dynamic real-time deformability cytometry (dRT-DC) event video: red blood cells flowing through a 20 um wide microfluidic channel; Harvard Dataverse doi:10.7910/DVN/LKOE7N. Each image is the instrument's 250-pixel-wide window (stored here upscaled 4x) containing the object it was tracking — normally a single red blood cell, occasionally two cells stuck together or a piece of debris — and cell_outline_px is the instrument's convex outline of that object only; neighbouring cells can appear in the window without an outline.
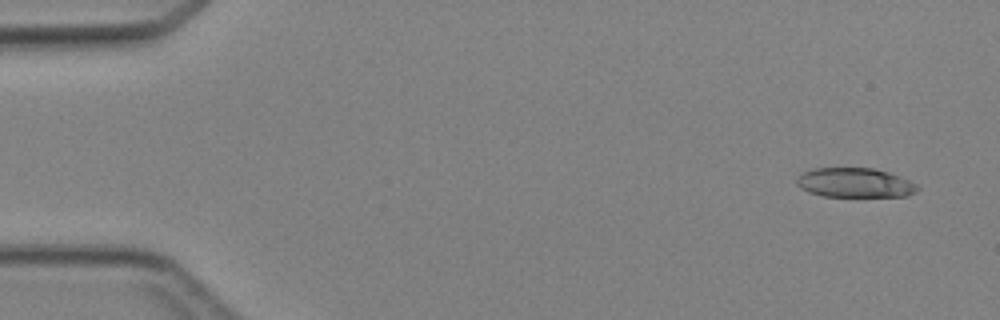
{"species": "Egyptian fruit bat (a non-hibernating species)", "species_latin": "Rousettus aegyptiacus", "temperature_condition": "cold", "stored_images_in_passage": 4, "camera_frame_rate_fps": 3000, "um_per_image_px": 0.085, "animal": {"sex": "female"}, "frame": {"image": 1, "passage_image": 1, "time_ms": 0.0, "image_size_px": [1000, 320], "cell_outline_px": [[920, 188], [916, 192], [908, 196], [824, 196], [808, 192], [800, 188], [796, 184], [796, 180], [804, 172], [812, 168], [872, 168], [888, 172], [908, 180], [916, 184]], "centroid_in_image_um": [72.66, 15.53], "position_along_channel_um": 12.3, "area_um2": 20.63}}
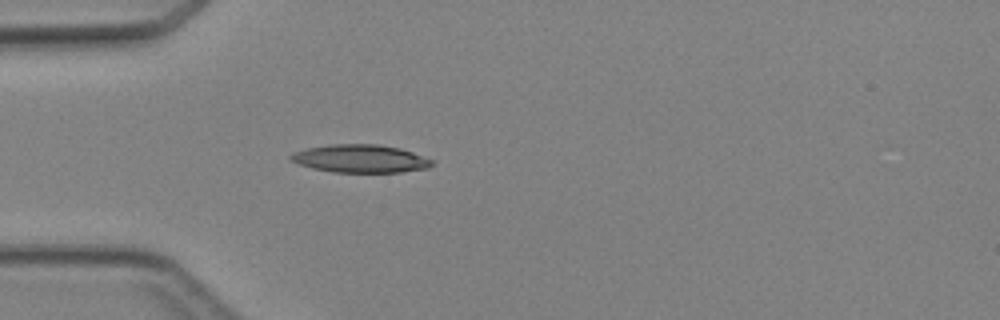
{"frame": {"image": 2, "passage_image": 4, "time_ms": 3.667, "image_size_px": [1000, 320], "cell_outline_px": [[432, 164], [428, 168], [400, 172], [332, 172], [312, 168], [288, 160], [288, 156], [304, 148], [328, 144], [376, 144], [400, 148], [412, 152], [432, 160]], "centroid_in_image_um": [30.58, 13.48], "position_along_channel_um": 54.4, "area_um2": 23.0}}